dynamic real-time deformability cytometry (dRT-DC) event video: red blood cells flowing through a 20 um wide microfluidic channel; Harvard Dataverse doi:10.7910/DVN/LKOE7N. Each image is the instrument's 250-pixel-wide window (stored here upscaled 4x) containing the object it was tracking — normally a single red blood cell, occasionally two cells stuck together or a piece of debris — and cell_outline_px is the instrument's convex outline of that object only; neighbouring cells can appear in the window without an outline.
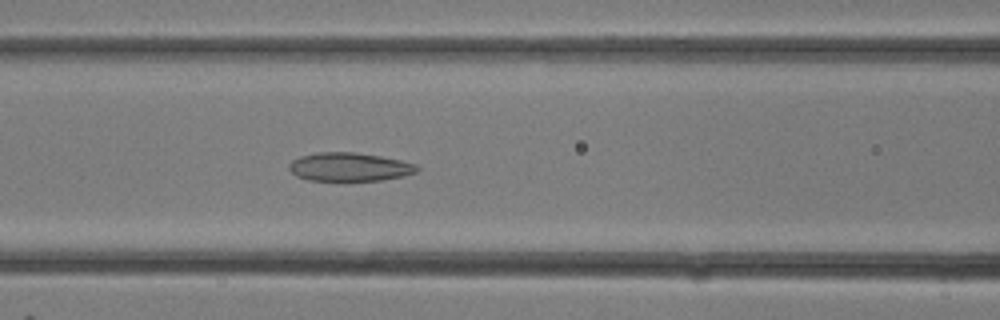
{"species": "common noctule bat (a hibernating species)", "species_latin": "Nyctalus noctula", "temperature_condition": "room temperature", "stored_images_in_passage": 19, "camera_frame_rate_fps": 3000, "um_per_image_px": 0.085, "animal": {"sex": "female"}, "frame": {"image": 1, "passage_image": 12, "time_ms": 3.667, "image_size_px": [1000, 320], "cell_outline_px": [[420, 168], [416, 172], [404, 176], [380, 180], [308, 180], [296, 176], [288, 168], [288, 164], [292, 160], [300, 156], [316, 152], [356, 152], [380, 156], [400, 160], [416, 164]], "centroid_in_image_um": [29.68, 14.18], "position_along_channel_um": 136.9, "area_um2": 21.27}}
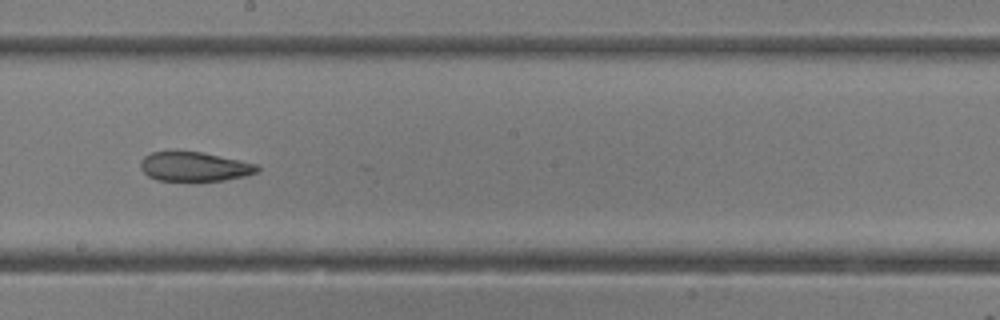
{"frame": {"image": 2, "passage_image": 16, "time_ms": 5.0, "image_size_px": [1000, 320], "cell_outline_px": [[260, 172], [244, 176], [224, 180], [156, 180], [148, 176], [140, 168], [140, 160], [144, 156], [152, 152], [204, 152], [256, 164], [260, 168]], "centroid_in_image_um": [16.53, 14.16], "position_along_channel_um": 231.7, "area_um2": 19.77}}
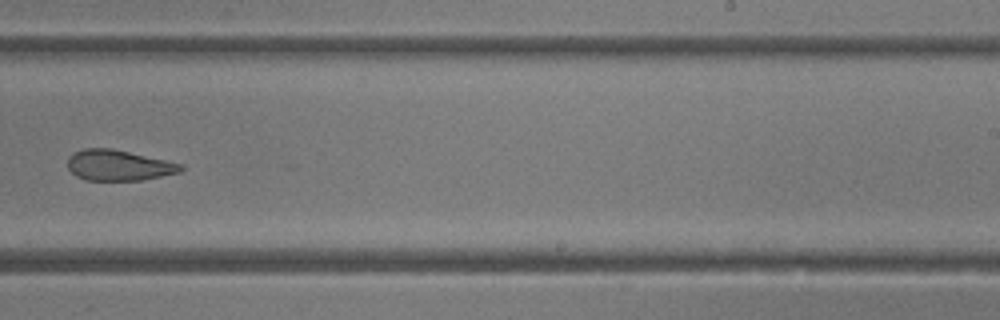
{"frame": {"image": 3, "passage_image": 18, "time_ms": 5.667, "image_size_px": [1000, 320], "cell_outline_px": [[184, 168], [180, 172], [140, 180], [88, 180], [76, 176], [68, 168], [68, 156], [72, 152], [84, 148], [112, 148], [184, 164]], "centroid_in_image_um": [10.07, 14.04], "position_along_channel_um": 278.9, "area_um2": 20.23}}